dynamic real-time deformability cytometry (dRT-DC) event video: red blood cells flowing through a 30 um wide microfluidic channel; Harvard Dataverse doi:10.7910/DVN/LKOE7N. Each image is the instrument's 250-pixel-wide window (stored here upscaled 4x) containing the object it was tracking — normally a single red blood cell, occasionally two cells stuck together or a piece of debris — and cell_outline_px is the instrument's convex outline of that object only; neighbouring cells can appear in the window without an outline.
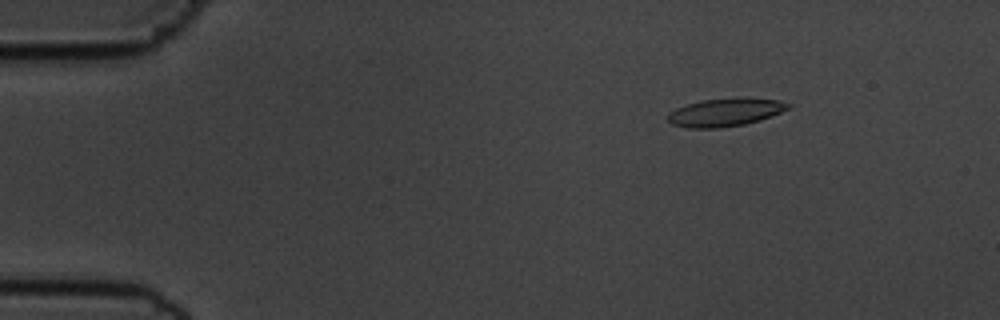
{"species": "common noctule bat (a hibernating species)", "species_latin": "Nyctalus noctula", "temperature_condition": "cold", "stored_images_in_passage": 54, "camera_frame_rate_fps": 3000, "um_per_image_px": 0.085, "animal": {"sex": "male", "body_mass_g": 19.5, "forearm_length_mm": 54.6}, "frame": {"image": 1, "passage_image": 6, "time_ms": 1.667, "image_size_px": [1000, 320], "cell_outline_px": [[792, 108], [760, 120], [744, 124], [720, 128], [688, 128], [672, 124], [668, 120], [668, 112], [676, 108], [688, 104], [704, 100], [740, 96], [748, 96], [780, 100], [792, 104]], "centroid_in_image_um": [61.72, 9.52], "position_along_channel_um": 23.3, "area_um2": 20.11}}
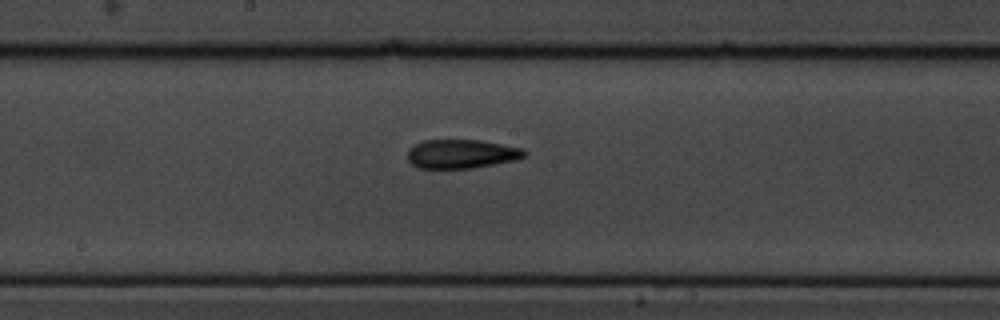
{"frame": {"image": 2, "passage_image": 28, "time_ms": 9.0, "image_size_px": [1000, 320], "cell_outline_px": [[528, 152], [524, 156], [516, 160], [472, 168], [416, 168], [408, 160], [408, 148], [424, 140], [480, 140], [524, 148]], "centroid_in_image_um": [39.23, 13.08], "position_along_channel_um": 209.0, "area_um2": 19.77}}
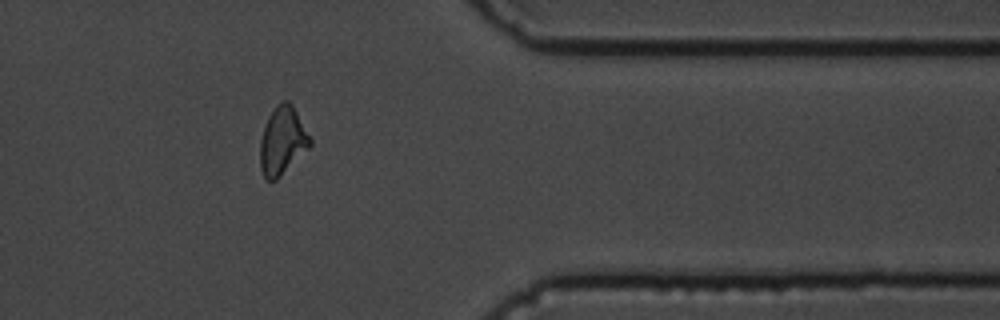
{"frame": {"image": 3, "passage_image": 44, "time_ms": 14.333, "image_size_px": [1000, 320], "cell_outline_px": [[312, 144], [276, 180], [268, 180], [264, 176], [260, 168], [260, 140], [268, 116], [276, 104], [284, 100], [288, 100], [292, 104], [312, 140]], "centroid_in_image_um": [23.99, 11.94], "position_along_channel_um": 387.4, "area_um2": 19.54}, "authors_computed_cell_mechanics": {"area_um2": 19.5653, "velocity_mm_per_s": 3.6119, "shape_relaxation_time_tau1_ms": 6.6337, "shape_relaxation_time_tau2_ms": 3.727, "deformation_change_tau1": 0.1855, "deformation_change_tau2": 0.1203}}